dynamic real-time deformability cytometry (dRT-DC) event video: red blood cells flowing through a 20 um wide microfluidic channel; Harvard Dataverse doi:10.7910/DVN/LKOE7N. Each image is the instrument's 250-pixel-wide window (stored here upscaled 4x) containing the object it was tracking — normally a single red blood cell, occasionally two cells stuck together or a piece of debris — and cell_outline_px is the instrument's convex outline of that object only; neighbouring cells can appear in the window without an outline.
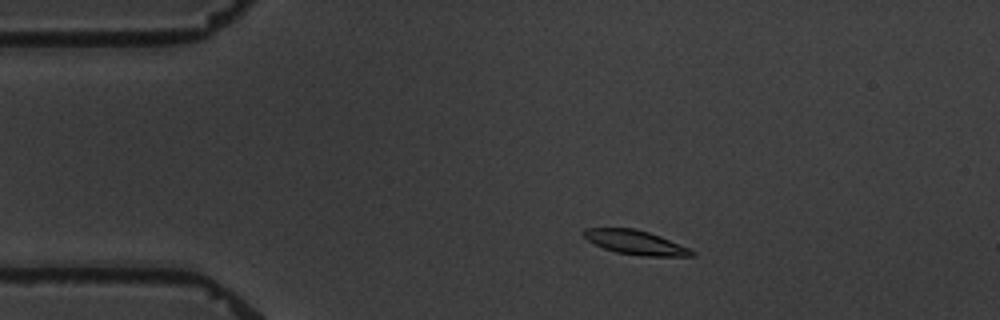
{"species": "common noctule bat (a hibernating species)", "species_latin": "Nyctalus noctula", "temperature_condition": "warm", "stored_images_in_passage": 5, "camera_frame_rate_fps": 3000, "um_per_image_px": 0.085, "animal": {"sex": "male", "body_mass_g": 19.5, "forearm_length_mm": 54.6}, "frame": {"image": 1, "passage_image": 2, "time_ms": 1.333, "image_size_px": [1000, 320], "cell_outline_px": [[696, 256], [644, 256], [616, 252], [604, 248], [588, 240], [580, 232], [584, 228], [636, 228], [660, 236], [688, 248], [696, 252]], "centroid_in_image_um": [54.0, 20.6], "position_along_channel_um": 31.0, "area_um2": 15.14}}
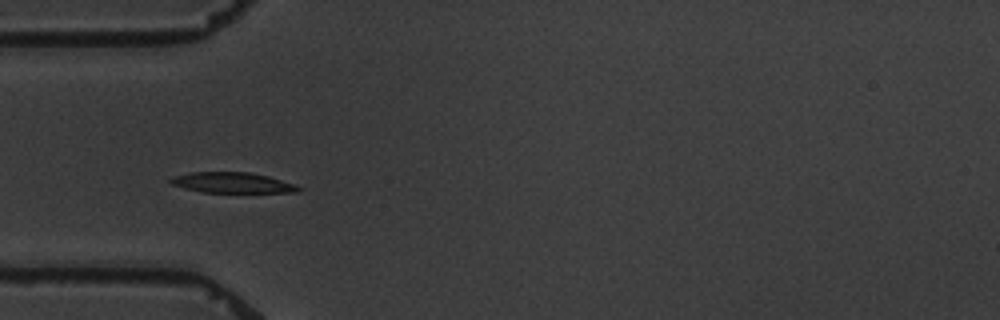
{"frame": {"image": 2, "passage_image": 4, "time_ms": 3.667, "image_size_px": [1000, 320], "cell_outline_px": [[304, 188], [300, 192], [200, 192], [184, 188], [172, 184], [168, 180], [172, 176], [192, 172], [248, 172], [268, 176], [296, 184]], "centroid_in_image_um": [19.77, 15.53], "position_along_channel_um": 65.2, "area_um2": 15.37}}
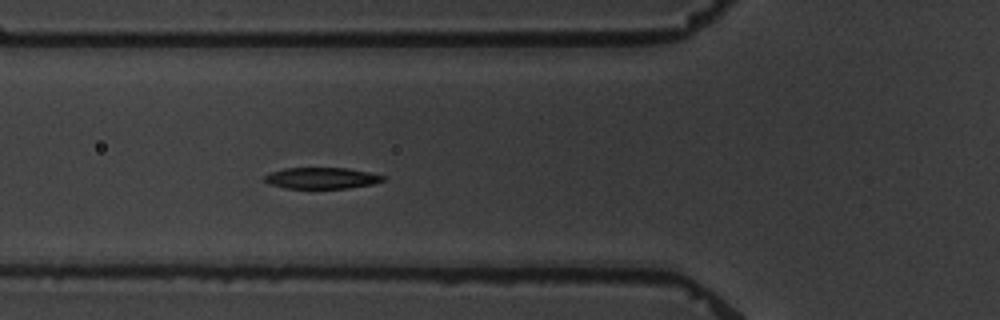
{"frame": {"image": 3, "passage_image": 5, "time_ms": 4.667, "image_size_px": [1000, 320], "cell_outline_px": [[384, 180], [372, 184], [348, 188], [284, 188], [268, 184], [264, 180], [264, 176], [272, 172], [284, 168], [348, 168], [368, 172], [384, 176]], "centroid_in_image_um": [27.31, 15.14], "position_along_channel_um": 98.5, "area_um2": 14.57}}